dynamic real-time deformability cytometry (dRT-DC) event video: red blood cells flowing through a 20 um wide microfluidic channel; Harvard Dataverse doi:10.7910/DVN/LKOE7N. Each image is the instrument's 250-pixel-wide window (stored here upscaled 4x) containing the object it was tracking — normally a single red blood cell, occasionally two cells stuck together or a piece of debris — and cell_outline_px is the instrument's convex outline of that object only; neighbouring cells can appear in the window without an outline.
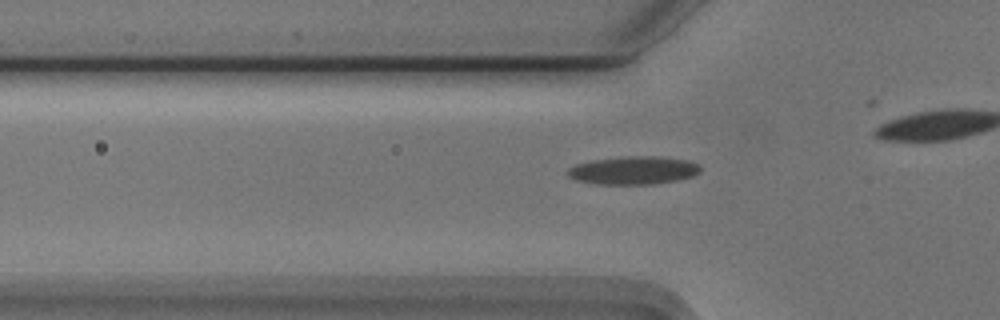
{"species": "Egyptian fruit bat (a non-hibernating species)", "species_latin": "Rousettus aegyptiacus", "temperature_condition": "cold", "stored_images_in_passage": 42, "camera_frame_rate_fps": 3000, "um_per_image_px": 0.085, "animal": {"sex": "male"}, "frame": {"image": 1, "passage_image": 17, "time_ms": 5.333, "image_size_px": [1000, 320], "cell_outline_px": [[700, 172], [692, 176], [676, 180], [652, 184], [592, 184], [576, 180], [568, 176], [568, 168], [576, 164], [592, 160], [628, 156], [652, 156], [688, 160], [700, 164]], "centroid_in_image_um": [53.83, 14.48], "position_along_channel_um": 72.0, "area_um2": 21.68}}
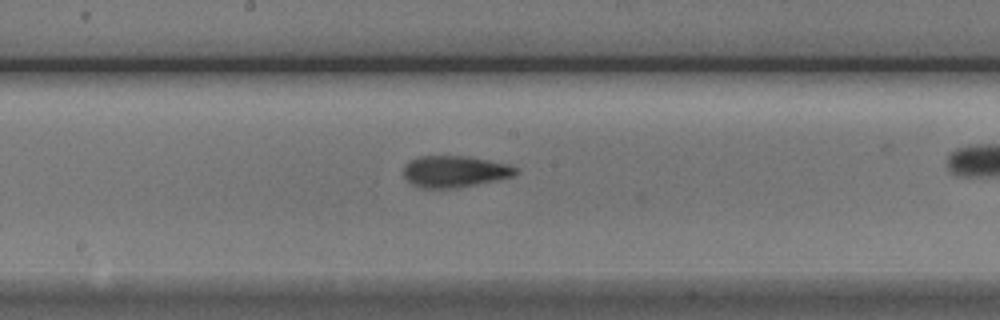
{"frame": {"image": 2, "passage_image": 28, "time_ms": 9.0, "image_size_px": [1000, 320], "cell_outline_px": [[516, 172], [512, 176], [496, 180], [456, 188], [420, 188], [412, 184], [404, 176], [404, 164], [408, 160], [416, 156], [464, 156], [488, 160], [508, 164], [516, 168]], "centroid_in_image_um": [38.58, 14.57], "position_along_channel_um": 209.6, "area_um2": 20.52}}
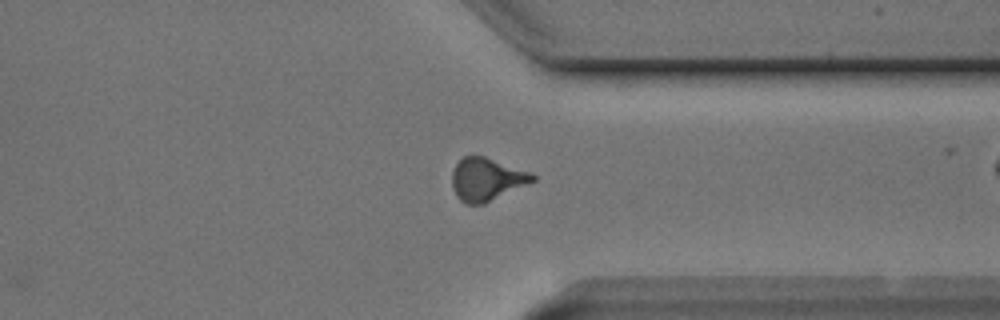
{"frame": {"image": 3, "passage_image": 41, "time_ms": 13.333, "image_size_px": [1000, 320], "cell_outline_px": [[536, 180], [484, 204], [464, 204], [456, 196], [452, 188], [452, 172], [456, 164], [464, 156], [484, 156], [528, 172], [536, 176]], "centroid_in_image_um": [41.32, 15.26], "position_along_channel_um": 370.1, "area_um2": 19.88}}